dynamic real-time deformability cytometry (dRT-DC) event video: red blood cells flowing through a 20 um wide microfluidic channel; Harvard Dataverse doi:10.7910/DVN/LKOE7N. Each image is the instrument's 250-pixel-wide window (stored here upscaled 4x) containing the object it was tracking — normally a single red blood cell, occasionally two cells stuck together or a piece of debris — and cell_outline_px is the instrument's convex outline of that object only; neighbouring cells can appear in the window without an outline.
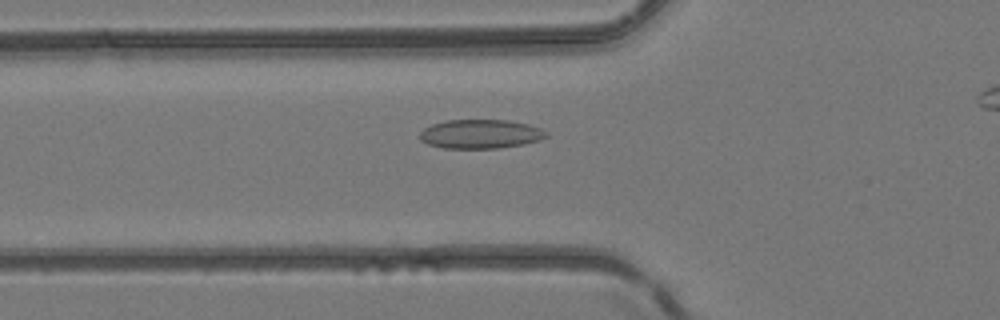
{"species": "common noctule bat (a hibernating species)", "species_latin": "Nyctalus noctula", "temperature_condition": "room temperature", "stored_images_in_passage": 4, "camera_frame_rate_fps": 3000, "um_per_image_px": 0.085, "animal": {"sex": "female", "body_mass_g": 24.6, "forearm_length_mm": 56.2}, "frame": {"image": 1, "passage_image": 2, "time_ms": 2.333, "image_size_px": [1000, 320], "cell_outline_px": [[548, 136], [540, 140], [524, 144], [496, 148], [444, 148], [428, 144], [420, 140], [420, 132], [424, 128], [432, 124], [444, 120], [508, 120], [528, 124], [540, 128], [548, 132]], "centroid_in_image_um": [40.84, 11.38], "position_along_channel_um": 85.0, "area_um2": 21.44}}